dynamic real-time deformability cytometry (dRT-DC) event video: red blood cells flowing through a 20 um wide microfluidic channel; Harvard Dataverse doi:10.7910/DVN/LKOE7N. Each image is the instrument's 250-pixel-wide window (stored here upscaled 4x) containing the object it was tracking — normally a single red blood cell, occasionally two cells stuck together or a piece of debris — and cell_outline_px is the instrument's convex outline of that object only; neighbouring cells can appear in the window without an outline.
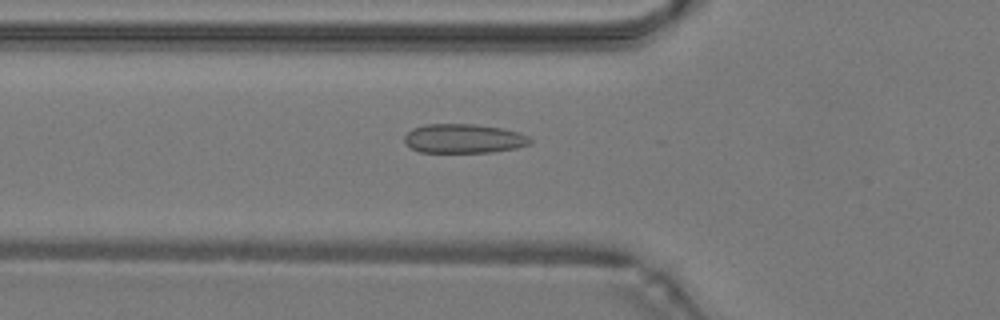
{"species": "common noctule bat (a hibernating species)", "species_latin": "Nyctalus noctula", "temperature_condition": "warm", "stored_images_in_passage": 48, "camera_frame_rate_fps": 3000, "um_per_image_px": 0.085, "animal": {"sex": "male", "body_mass_g": 19.2, "forearm_length_mm": 51.8}, "frame": {"image": 1, "passage_image": 17, "time_ms": 5.333, "image_size_px": [1000, 320], "cell_outline_px": [[532, 144], [516, 148], [492, 152], [420, 152], [412, 148], [404, 140], [404, 136], [412, 128], [424, 124], [476, 124], [500, 128], [520, 132], [528, 136], [532, 140]], "centroid_in_image_um": [39.44, 11.77], "position_along_channel_um": 86.4, "area_um2": 21.44}}
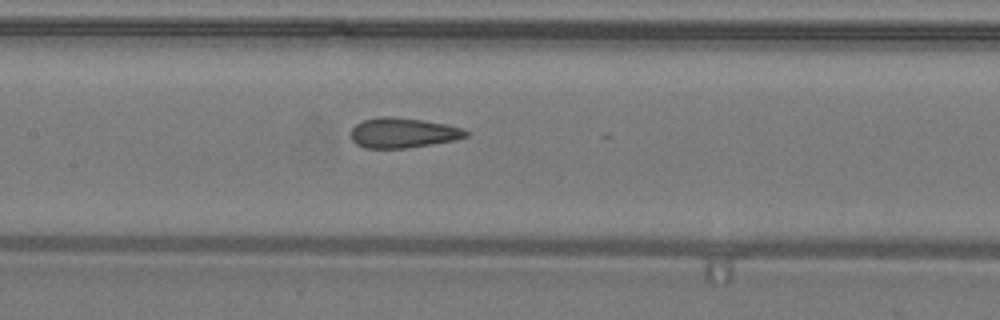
{"frame": {"image": 2, "passage_image": 23, "time_ms": 7.333, "image_size_px": [1000, 320], "cell_outline_px": [[468, 136], [456, 140], [408, 148], [364, 148], [356, 144], [352, 140], [352, 128], [356, 124], [364, 120], [380, 116], [392, 116], [424, 120], [448, 124], [464, 128], [468, 132]], "centroid_in_image_um": [34.29, 11.29], "position_along_channel_um": 173.1, "area_um2": 20.35}}
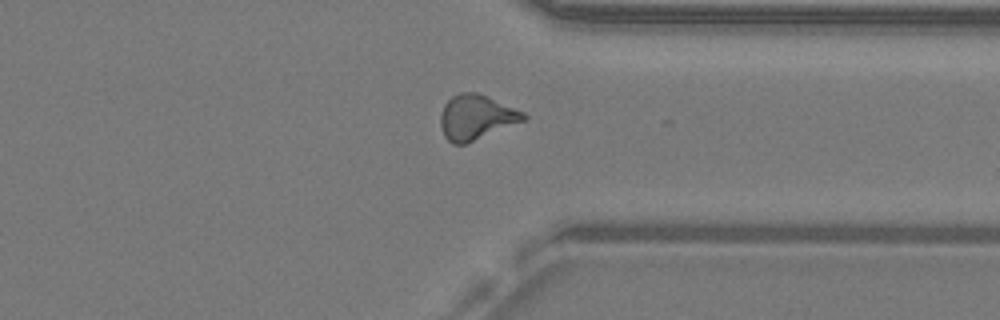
{"frame": {"image": 3, "passage_image": 37, "time_ms": 12.0, "image_size_px": [1000, 320], "cell_outline_px": [[528, 116], [524, 120], [464, 144], [452, 144], [444, 136], [440, 124], [440, 116], [444, 104], [452, 96], [460, 92], [476, 92], [524, 112]], "centroid_in_image_um": [40.43, 9.96], "position_along_channel_um": 371.0, "area_um2": 21.27}, "authors_computed_cell_mechanics": {"area_um2": 20.6346, "velocity_mm_per_s": 4.2817, "shape_relaxation_time_tau1_ms": null, "shape_relaxation_time_tau2_ms": 1.1679, "deformation_change_tau1": null, "deformation_change_tau2": 0.0607}}